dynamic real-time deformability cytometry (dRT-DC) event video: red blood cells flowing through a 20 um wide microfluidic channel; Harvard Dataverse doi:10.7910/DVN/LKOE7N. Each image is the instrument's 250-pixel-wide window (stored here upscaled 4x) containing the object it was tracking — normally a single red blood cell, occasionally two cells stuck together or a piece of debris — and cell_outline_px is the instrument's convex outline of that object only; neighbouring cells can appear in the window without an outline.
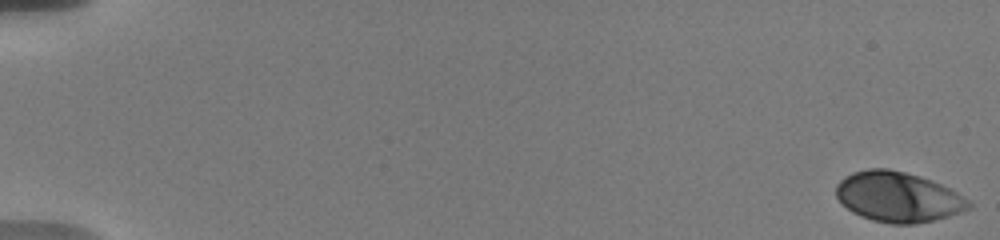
{"species": "human", "species_latin": "Homo sapiens", "temperature_condition": "warm", "stored_images_in_passage": 59, "camera_frame_rate_fps": 3000, "um_per_image_px": 0.085, "donor": {"sex": "male"}, "frame": {"image": 1, "passage_image": 1, "time_ms": 0.0, "image_size_px": [1000, 240], "cell_outline_px": [[972, 208], [948, 216], [916, 224], [892, 224], [872, 220], [860, 216], [852, 212], [836, 196], [836, 184], [844, 176], [852, 172], [868, 168], [888, 168], [920, 176], [940, 184], [956, 192], [968, 200], [972, 204]], "centroid_in_image_um": [76.31, 16.73], "position_along_channel_um": 8.7, "area_um2": 38.67}}
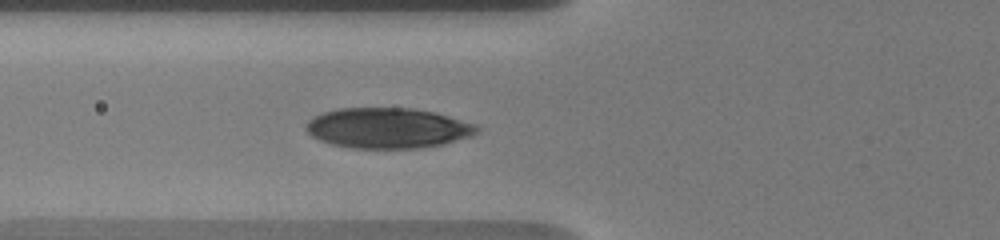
{"frame": {"image": 2, "passage_image": 23, "time_ms": 7.333, "image_size_px": [1000, 240], "cell_outline_px": [[480, 128], [472, 136], [444, 144], [424, 148], [352, 148], [332, 144], [320, 140], [312, 136], [304, 128], [304, 124], [308, 120], [324, 112], [340, 108], [412, 108], [432, 112], [448, 116], [476, 124]], "centroid_in_image_um": [32.96, 10.89], "position_along_channel_um": 92.8, "area_um2": 40.23}}
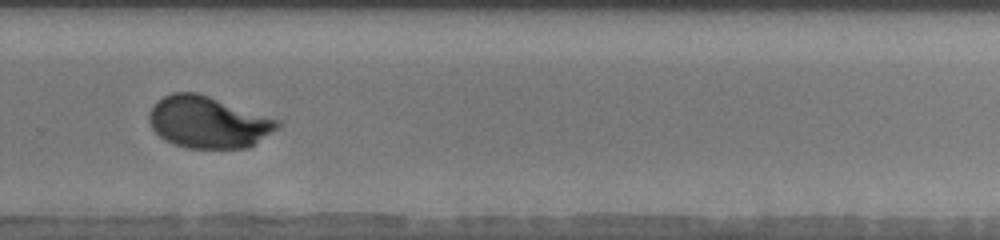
{"frame": {"image": 3, "passage_image": 40, "time_ms": 13.333, "image_size_px": [1000, 240], "cell_outline_px": [[280, 128], [248, 148], [188, 148], [172, 144], [164, 140], [152, 128], [148, 120], [148, 112], [152, 104], [156, 100], [172, 92], [196, 92], [280, 120]], "centroid_in_image_um": [17.66, 10.39], "position_along_channel_um": 312.1, "area_um2": 38.9}, "authors_computed_cell_mechanics": {"area_um2": 38.726, "velocity_mm_per_s": 3.6562, "shape_relaxation_time_tau1_ms": 3.8868, "shape_relaxation_time_tau2_ms": null, "deformation_change_tau1": 0.179, "deformation_change_tau2": null}}